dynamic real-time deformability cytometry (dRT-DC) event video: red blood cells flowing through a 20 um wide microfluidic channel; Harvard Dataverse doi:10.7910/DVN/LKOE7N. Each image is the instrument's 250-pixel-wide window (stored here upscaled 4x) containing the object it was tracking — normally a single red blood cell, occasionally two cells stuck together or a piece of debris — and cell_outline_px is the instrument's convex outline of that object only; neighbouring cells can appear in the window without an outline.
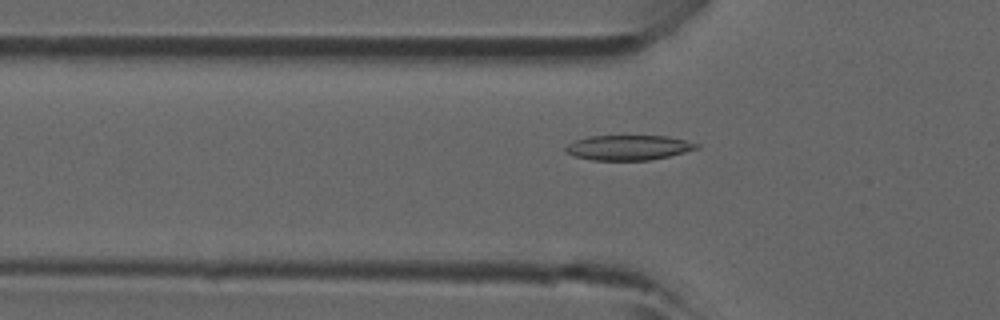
{"species": "common noctule bat (a hibernating species)", "species_latin": "Nyctalus noctula", "temperature_condition": "room temperature", "stored_images_in_passage": 41, "camera_frame_rate_fps": 3000, "um_per_image_px": 0.085, "animal": {"sex": "male", "forearm_length_mm": 52.5}, "frame": {"image": 1, "passage_image": 15, "time_ms": 4.667, "image_size_px": [1000, 320], "cell_outline_px": [[700, 148], [652, 160], [592, 160], [572, 156], [564, 152], [564, 148], [568, 144], [576, 140], [588, 136], [668, 136], [700, 144]], "centroid_in_image_um": [53.39, 12.55], "position_along_channel_um": 72.4, "area_um2": 19.13}}
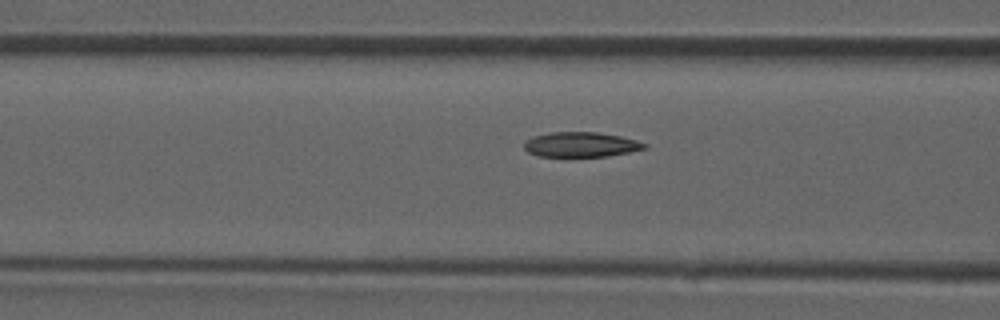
{"frame": {"image": 2, "passage_image": 18, "time_ms": 5.667, "image_size_px": [1000, 320], "cell_outline_px": [[648, 148], [608, 156], [564, 160], [540, 156], [528, 152], [524, 148], [524, 140], [536, 136], [552, 132], [596, 132], [620, 136], [636, 140], [648, 144]], "centroid_in_image_um": [49.35, 12.34], "position_along_channel_um": 117.3, "area_um2": 18.32}}
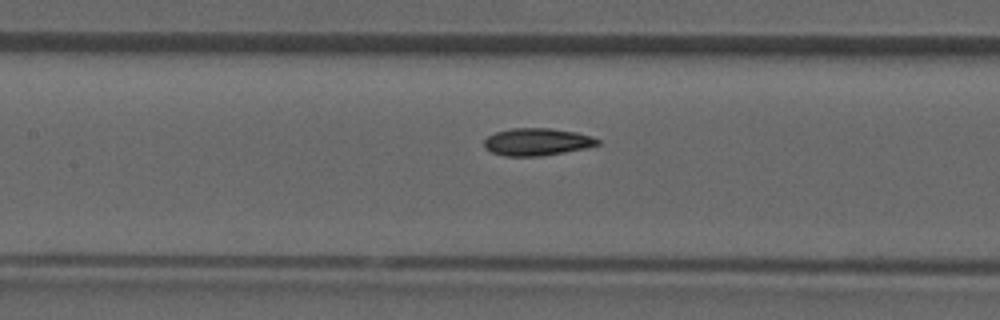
{"frame": {"image": 3, "passage_image": 21, "time_ms": 6.667, "image_size_px": [1000, 320], "cell_outline_px": [[600, 144], [584, 148], [564, 152], [540, 156], [504, 156], [492, 152], [484, 148], [484, 140], [488, 136], [496, 132], [512, 128], [548, 128], [576, 132], [592, 136], [600, 140]], "centroid_in_image_um": [45.63, 12.06], "position_along_channel_um": 161.8, "area_um2": 18.03}}